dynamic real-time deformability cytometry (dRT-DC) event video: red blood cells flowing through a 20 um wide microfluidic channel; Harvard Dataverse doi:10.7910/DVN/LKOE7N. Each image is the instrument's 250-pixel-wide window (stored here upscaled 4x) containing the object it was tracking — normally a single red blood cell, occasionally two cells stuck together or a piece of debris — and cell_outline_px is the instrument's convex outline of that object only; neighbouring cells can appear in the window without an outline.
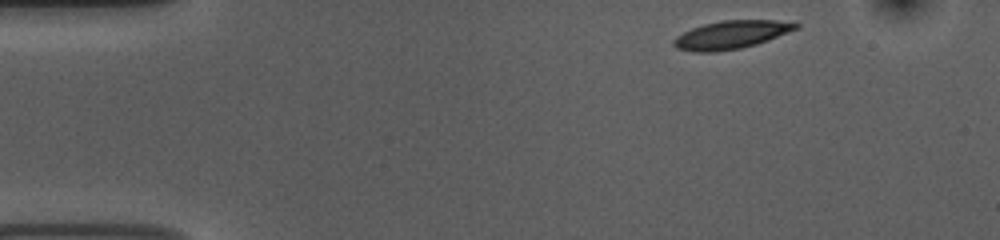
{"species": "common noctule bat (a hibernating species)", "species_latin": "Nyctalus noctula", "temperature_condition": "room temperature", "stored_images_in_passage": 47, "camera_frame_rate_fps": 3000, "um_per_image_px": 0.085, "animal": {"sex": "female", "body_mass_g": 10.0, "forearm_length_mm": 53.1}, "frame": {"image": 1, "passage_image": 1, "time_ms": 0.0, "image_size_px": [1000, 240], "cell_outline_px": [[800, 28], [768, 40], [756, 44], [740, 48], [716, 52], [692, 52], [676, 48], [672, 44], [672, 40], [676, 36], [692, 28], [704, 24], [720, 20], [776, 20], [800, 24]], "centroid_in_image_um": [62.13, 2.96], "position_along_channel_um": 22.9, "area_um2": 20.11}}
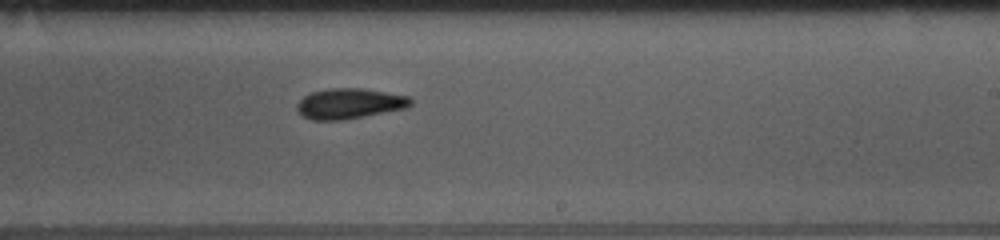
{"frame": {"image": 2, "passage_image": 26, "time_ms": 8.333, "image_size_px": [1000, 240], "cell_outline_px": [[412, 104], [408, 108], [364, 116], [340, 120], [312, 120], [300, 116], [296, 108], [296, 104], [304, 96], [312, 92], [328, 88], [360, 88], [412, 96]], "centroid_in_image_um": [29.71, 8.8], "position_along_channel_um": 259.3, "area_um2": 20.35}}
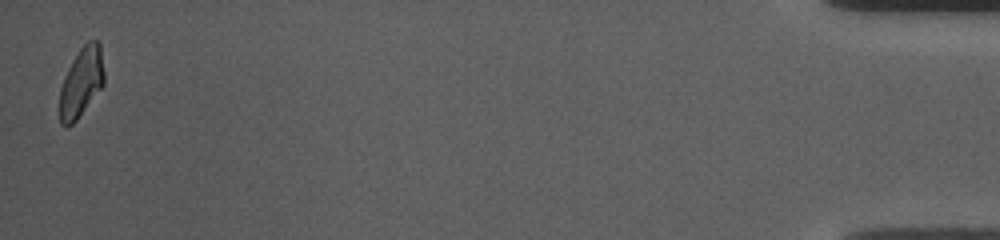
{"frame": {"image": 3, "passage_image": 47, "time_ms": 15.333, "image_size_px": [1000, 240], "cell_outline_px": [[104, 84], [76, 120], [72, 124], [64, 128], [60, 124], [60, 88], [64, 76], [68, 68], [80, 48], [88, 40], [96, 40], [100, 44], [104, 72]], "centroid_in_image_um": [6.91, 6.99], "position_along_channel_um": 428.3, "area_um2": 17.86}, "authors_computed_cell_mechanics": {"area_um2": 19.8832, "velocity_mm_per_s": 3.72, "shape_relaxation_time_tau1_ms": 5.4622, "shape_relaxation_time_tau2_ms": 4.8804, "deformation_change_tau1": 0.1558, "deformation_change_tau2": 0.1174}}